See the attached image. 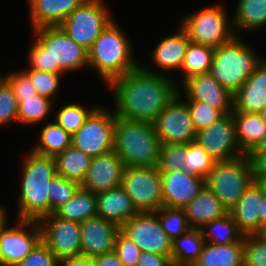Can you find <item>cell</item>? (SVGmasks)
<instances>
[{"mask_svg":"<svg viewBox=\"0 0 266 266\" xmlns=\"http://www.w3.org/2000/svg\"><path fill=\"white\" fill-rule=\"evenodd\" d=\"M140 66L113 79L112 89L116 117L129 121L153 123L165 107L178 95L177 80L163 72Z\"/></svg>","mask_w":266,"mask_h":266,"instance_id":"1","label":"cell"},{"mask_svg":"<svg viewBox=\"0 0 266 266\" xmlns=\"http://www.w3.org/2000/svg\"><path fill=\"white\" fill-rule=\"evenodd\" d=\"M32 34L35 40L28 52L29 68L66 73L88 67V50L73 41L60 26L40 27L33 29Z\"/></svg>","mask_w":266,"mask_h":266,"instance_id":"2","label":"cell"},{"mask_svg":"<svg viewBox=\"0 0 266 266\" xmlns=\"http://www.w3.org/2000/svg\"><path fill=\"white\" fill-rule=\"evenodd\" d=\"M21 165L17 219L39 221L50 215L48 191L50 180L56 175L54 157L40 155L30 150Z\"/></svg>","mask_w":266,"mask_h":266,"instance_id":"3","label":"cell"},{"mask_svg":"<svg viewBox=\"0 0 266 266\" xmlns=\"http://www.w3.org/2000/svg\"><path fill=\"white\" fill-rule=\"evenodd\" d=\"M116 22L113 20L88 50V67L97 71L107 85L140 66L132 55L130 38Z\"/></svg>","mask_w":266,"mask_h":266,"instance_id":"4","label":"cell"},{"mask_svg":"<svg viewBox=\"0 0 266 266\" xmlns=\"http://www.w3.org/2000/svg\"><path fill=\"white\" fill-rule=\"evenodd\" d=\"M161 145L152 123L116 117L113 151L125 167L157 166Z\"/></svg>","mask_w":266,"mask_h":266,"instance_id":"5","label":"cell"},{"mask_svg":"<svg viewBox=\"0 0 266 266\" xmlns=\"http://www.w3.org/2000/svg\"><path fill=\"white\" fill-rule=\"evenodd\" d=\"M240 36L215 48L210 74L233 95L244 85L264 57Z\"/></svg>","mask_w":266,"mask_h":266,"instance_id":"6","label":"cell"},{"mask_svg":"<svg viewBox=\"0 0 266 266\" xmlns=\"http://www.w3.org/2000/svg\"><path fill=\"white\" fill-rule=\"evenodd\" d=\"M253 181L251 161L248 155H244L233 160L216 161L205 177V186L229 212Z\"/></svg>","mask_w":266,"mask_h":266,"instance_id":"7","label":"cell"},{"mask_svg":"<svg viewBox=\"0 0 266 266\" xmlns=\"http://www.w3.org/2000/svg\"><path fill=\"white\" fill-rule=\"evenodd\" d=\"M223 6L216 3L184 17L180 26L187 32L192 43L215 49L236 36L232 17L227 16Z\"/></svg>","mask_w":266,"mask_h":266,"instance_id":"8","label":"cell"},{"mask_svg":"<svg viewBox=\"0 0 266 266\" xmlns=\"http://www.w3.org/2000/svg\"><path fill=\"white\" fill-rule=\"evenodd\" d=\"M103 0H86L59 26L78 45L89 50L102 31L114 20Z\"/></svg>","mask_w":266,"mask_h":266,"instance_id":"9","label":"cell"},{"mask_svg":"<svg viewBox=\"0 0 266 266\" xmlns=\"http://www.w3.org/2000/svg\"><path fill=\"white\" fill-rule=\"evenodd\" d=\"M115 122L114 111L98 105L72 135L71 145L91 157L113 151Z\"/></svg>","mask_w":266,"mask_h":266,"instance_id":"10","label":"cell"},{"mask_svg":"<svg viewBox=\"0 0 266 266\" xmlns=\"http://www.w3.org/2000/svg\"><path fill=\"white\" fill-rule=\"evenodd\" d=\"M7 209L4 206L5 215L0 219V266H15L42 241V232L38 221L17 219L9 227Z\"/></svg>","mask_w":266,"mask_h":266,"instance_id":"11","label":"cell"},{"mask_svg":"<svg viewBox=\"0 0 266 266\" xmlns=\"http://www.w3.org/2000/svg\"><path fill=\"white\" fill-rule=\"evenodd\" d=\"M121 187L139 213L156 212L163 206L161 173L154 167H125Z\"/></svg>","mask_w":266,"mask_h":266,"instance_id":"12","label":"cell"},{"mask_svg":"<svg viewBox=\"0 0 266 266\" xmlns=\"http://www.w3.org/2000/svg\"><path fill=\"white\" fill-rule=\"evenodd\" d=\"M182 90V87H179L178 95L152 123L162 144H187L196 140L197 131L188 105L183 101L184 98L182 99Z\"/></svg>","mask_w":266,"mask_h":266,"instance_id":"13","label":"cell"},{"mask_svg":"<svg viewBox=\"0 0 266 266\" xmlns=\"http://www.w3.org/2000/svg\"><path fill=\"white\" fill-rule=\"evenodd\" d=\"M120 230L141 250L171 256L172 240L162 230L154 212H141L124 223Z\"/></svg>","mask_w":266,"mask_h":266,"instance_id":"14","label":"cell"},{"mask_svg":"<svg viewBox=\"0 0 266 266\" xmlns=\"http://www.w3.org/2000/svg\"><path fill=\"white\" fill-rule=\"evenodd\" d=\"M42 242L60 260L81 256V228L76 221L65 220L54 213L38 221Z\"/></svg>","mask_w":266,"mask_h":266,"instance_id":"15","label":"cell"},{"mask_svg":"<svg viewBox=\"0 0 266 266\" xmlns=\"http://www.w3.org/2000/svg\"><path fill=\"white\" fill-rule=\"evenodd\" d=\"M195 141L216 161H228L246 155L237 142L232 113L197 131Z\"/></svg>","mask_w":266,"mask_h":266,"instance_id":"16","label":"cell"},{"mask_svg":"<svg viewBox=\"0 0 266 266\" xmlns=\"http://www.w3.org/2000/svg\"><path fill=\"white\" fill-rule=\"evenodd\" d=\"M81 256L94 258L114 251L120 226L99 216L80 223Z\"/></svg>","mask_w":266,"mask_h":266,"instance_id":"17","label":"cell"},{"mask_svg":"<svg viewBox=\"0 0 266 266\" xmlns=\"http://www.w3.org/2000/svg\"><path fill=\"white\" fill-rule=\"evenodd\" d=\"M181 85L186 100H198L220 109L224 114L232 113L233 94L210 73L190 77Z\"/></svg>","mask_w":266,"mask_h":266,"instance_id":"18","label":"cell"},{"mask_svg":"<svg viewBox=\"0 0 266 266\" xmlns=\"http://www.w3.org/2000/svg\"><path fill=\"white\" fill-rule=\"evenodd\" d=\"M125 165L114 151L93 157L81 187L93 193H100L121 186Z\"/></svg>","mask_w":266,"mask_h":266,"instance_id":"19","label":"cell"},{"mask_svg":"<svg viewBox=\"0 0 266 266\" xmlns=\"http://www.w3.org/2000/svg\"><path fill=\"white\" fill-rule=\"evenodd\" d=\"M163 206L183 208L197 197L205 186V178L188 174L183 170L160 172Z\"/></svg>","mask_w":266,"mask_h":266,"instance_id":"20","label":"cell"},{"mask_svg":"<svg viewBox=\"0 0 266 266\" xmlns=\"http://www.w3.org/2000/svg\"><path fill=\"white\" fill-rule=\"evenodd\" d=\"M265 105L266 57L233 95V109L238 112L259 113Z\"/></svg>","mask_w":266,"mask_h":266,"instance_id":"21","label":"cell"},{"mask_svg":"<svg viewBox=\"0 0 266 266\" xmlns=\"http://www.w3.org/2000/svg\"><path fill=\"white\" fill-rule=\"evenodd\" d=\"M261 201L262 186L253 181L238 203L229 211L234 222L245 235L257 234L260 230Z\"/></svg>","mask_w":266,"mask_h":266,"instance_id":"22","label":"cell"},{"mask_svg":"<svg viewBox=\"0 0 266 266\" xmlns=\"http://www.w3.org/2000/svg\"><path fill=\"white\" fill-rule=\"evenodd\" d=\"M138 213L131 197L121 186L97 194V216L107 221L121 227Z\"/></svg>","mask_w":266,"mask_h":266,"instance_id":"23","label":"cell"},{"mask_svg":"<svg viewBox=\"0 0 266 266\" xmlns=\"http://www.w3.org/2000/svg\"><path fill=\"white\" fill-rule=\"evenodd\" d=\"M86 0H28L31 27L59 26Z\"/></svg>","mask_w":266,"mask_h":266,"instance_id":"24","label":"cell"},{"mask_svg":"<svg viewBox=\"0 0 266 266\" xmlns=\"http://www.w3.org/2000/svg\"><path fill=\"white\" fill-rule=\"evenodd\" d=\"M190 42L187 32L179 25L175 34L164 37L153 49L152 62L158 69L166 70V72L181 70Z\"/></svg>","mask_w":266,"mask_h":266,"instance_id":"25","label":"cell"},{"mask_svg":"<svg viewBox=\"0 0 266 266\" xmlns=\"http://www.w3.org/2000/svg\"><path fill=\"white\" fill-rule=\"evenodd\" d=\"M183 209L191 228H201L204 224L220 219L229 213L221 201L206 186Z\"/></svg>","mask_w":266,"mask_h":266,"instance_id":"26","label":"cell"},{"mask_svg":"<svg viewBox=\"0 0 266 266\" xmlns=\"http://www.w3.org/2000/svg\"><path fill=\"white\" fill-rule=\"evenodd\" d=\"M236 138L241 150L248 155L262 140L266 123L259 113L238 112L233 109Z\"/></svg>","mask_w":266,"mask_h":266,"instance_id":"27","label":"cell"},{"mask_svg":"<svg viewBox=\"0 0 266 266\" xmlns=\"http://www.w3.org/2000/svg\"><path fill=\"white\" fill-rule=\"evenodd\" d=\"M243 242L230 244L205 243L193 266H244Z\"/></svg>","mask_w":266,"mask_h":266,"instance_id":"28","label":"cell"},{"mask_svg":"<svg viewBox=\"0 0 266 266\" xmlns=\"http://www.w3.org/2000/svg\"><path fill=\"white\" fill-rule=\"evenodd\" d=\"M237 1L235 13L232 15L236 36H240L239 31L253 33L266 27V0Z\"/></svg>","mask_w":266,"mask_h":266,"instance_id":"29","label":"cell"},{"mask_svg":"<svg viewBox=\"0 0 266 266\" xmlns=\"http://www.w3.org/2000/svg\"><path fill=\"white\" fill-rule=\"evenodd\" d=\"M205 240L200 228H190L172 241L173 266H193L203 251Z\"/></svg>","mask_w":266,"mask_h":266,"instance_id":"30","label":"cell"},{"mask_svg":"<svg viewBox=\"0 0 266 266\" xmlns=\"http://www.w3.org/2000/svg\"><path fill=\"white\" fill-rule=\"evenodd\" d=\"M93 157L72 145L54 156L56 174L82 183L87 175Z\"/></svg>","mask_w":266,"mask_h":266,"instance_id":"31","label":"cell"},{"mask_svg":"<svg viewBox=\"0 0 266 266\" xmlns=\"http://www.w3.org/2000/svg\"><path fill=\"white\" fill-rule=\"evenodd\" d=\"M54 214L65 220L83 222L97 216V194L80 187L74 197Z\"/></svg>","mask_w":266,"mask_h":266,"instance_id":"32","label":"cell"},{"mask_svg":"<svg viewBox=\"0 0 266 266\" xmlns=\"http://www.w3.org/2000/svg\"><path fill=\"white\" fill-rule=\"evenodd\" d=\"M39 135V141L31 149L37 154L54 157L71 146L72 136L54 120L46 122Z\"/></svg>","mask_w":266,"mask_h":266,"instance_id":"33","label":"cell"},{"mask_svg":"<svg viewBox=\"0 0 266 266\" xmlns=\"http://www.w3.org/2000/svg\"><path fill=\"white\" fill-rule=\"evenodd\" d=\"M200 230L206 243L230 244L244 242L245 234L239 229L230 213L220 219L204 224Z\"/></svg>","mask_w":266,"mask_h":266,"instance_id":"34","label":"cell"},{"mask_svg":"<svg viewBox=\"0 0 266 266\" xmlns=\"http://www.w3.org/2000/svg\"><path fill=\"white\" fill-rule=\"evenodd\" d=\"M215 49L190 42L181 66V84L190 77L209 73Z\"/></svg>","mask_w":266,"mask_h":266,"instance_id":"35","label":"cell"},{"mask_svg":"<svg viewBox=\"0 0 266 266\" xmlns=\"http://www.w3.org/2000/svg\"><path fill=\"white\" fill-rule=\"evenodd\" d=\"M18 101V123L26 125L40 124L47 120L53 109L54 101L36 95L29 98H17Z\"/></svg>","mask_w":266,"mask_h":266,"instance_id":"36","label":"cell"},{"mask_svg":"<svg viewBox=\"0 0 266 266\" xmlns=\"http://www.w3.org/2000/svg\"><path fill=\"white\" fill-rule=\"evenodd\" d=\"M216 160L212 158L196 141L185 144L183 171L205 178L213 168Z\"/></svg>","mask_w":266,"mask_h":266,"instance_id":"37","label":"cell"},{"mask_svg":"<svg viewBox=\"0 0 266 266\" xmlns=\"http://www.w3.org/2000/svg\"><path fill=\"white\" fill-rule=\"evenodd\" d=\"M96 108H86L78 103H66L55 113V122L60 125L71 136L76 133L84 124L86 118Z\"/></svg>","mask_w":266,"mask_h":266,"instance_id":"38","label":"cell"},{"mask_svg":"<svg viewBox=\"0 0 266 266\" xmlns=\"http://www.w3.org/2000/svg\"><path fill=\"white\" fill-rule=\"evenodd\" d=\"M154 213L158 216L162 230L172 241L191 228L183 208L162 206Z\"/></svg>","mask_w":266,"mask_h":266,"instance_id":"39","label":"cell"},{"mask_svg":"<svg viewBox=\"0 0 266 266\" xmlns=\"http://www.w3.org/2000/svg\"><path fill=\"white\" fill-rule=\"evenodd\" d=\"M80 187V183L56 174L50 180V190L48 191L50 215L71 200Z\"/></svg>","mask_w":266,"mask_h":266,"instance_id":"40","label":"cell"},{"mask_svg":"<svg viewBox=\"0 0 266 266\" xmlns=\"http://www.w3.org/2000/svg\"><path fill=\"white\" fill-rule=\"evenodd\" d=\"M29 76L31 83L38 95L47 97L53 101L58 98V88L61 81V76L64 73H53L48 71H36L31 68L22 69Z\"/></svg>","mask_w":266,"mask_h":266,"instance_id":"41","label":"cell"},{"mask_svg":"<svg viewBox=\"0 0 266 266\" xmlns=\"http://www.w3.org/2000/svg\"><path fill=\"white\" fill-rule=\"evenodd\" d=\"M184 102L188 105L196 131L207 128L225 115L220 109L198 100H184Z\"/></svg>","mask_w":266,"mask_h":266,"instance_id":"42","label":"cell"},{"mask_svg":"<svg viewBox=\"0 0 266 266\" xmlns=\"http://www.w3.org/2000/svg\"><path fill=\"white\" fill-rule=\"evenodd\" d=\"M185 144H162L157 168L159 172H173L183 169Z\"/></svg>","mask_w":266,"mask_h":266,"instance_id":"43","label":"cell"},{"mask_svg":"<svg viewBox=\"0 0 266 266\" xmlns=\"http://www.w3.org/2000/svg\"><path fill=\"white\" fill-rule=\"evenodd\" d=\"M18 122V101L13 88L0 77V128L13 122Z\"/></svg>","mask_w":266,"mask_h":266,"instance_id":"44","label":"cell"},{"mask_svg":"<svg viewBox=\"0 0 266 266\" xmlns=\"http://www.w3.org/2000/svg\"><path fill=\"white\" fill-rule=\"evenodd\" d=\"M244 266H266V238L257 234L244 236Z\"/></svg>","mask_w":266,"mask_h":266,"instance_id":"45","label":"cell"},{"mask_svg":"<svg viewBox=\"0 0 266 266\" xmlns=\"http://www.w3.org/2000/svg\"><path fill=\"white\" fill-rule=\"evenodd\" d=\"M114 252L118 255L124 266H137L141 254L139 247L121 230L116 237Z\"/></svg>","mask_w":266,"mask_h":266,"instance_id":"46","label":"cell"},{"mask_svg":"<svg viewBox=\"0 0 266 266\" xmlns=\"http://www.w3.org/2000/svg\"><path fill=\"white\" fill-rule=\"evenodd\" d=\"M15 266H59V259L41 241Z\"/></svg>","mask_w":266,"mask_h":266,"instance_id":"47","label":"cell"},{"mask_svg":"<svg viewBox=\"0 0 266 266\" xmlns=\"http://www.w3.org/2000/svg\"><path fill=\"white\" fill-rule=\"evenodd\" d=\"M3 78L13 88L16 98H29L37 95L29 76L24 71L9 72Z\"/></svg>","mask_w":266,"mask_h":266,"instance_id":"48","label":"cell"},{"mask_svg":"<svg viewBox=\"0 0 266 266\" xmlns=\"http://www.w3.org/2000/svg\"><path fill=\"white\" fill-rule=\"evenodd\" d=\"M248 156L251 161L253 180L259 182L266 178V151H251Z\"/></svg>","mask_w":266,"mask_h":266,"instance_id":"49","label":"cell"},{"mask_svg":"<svg viewBox=\"0 0 266 266\" xmlns=\"http://www.w3.org/2000/svg\"><path fill=\"white\" fill-rule=\"evenodd\" d=\"M137 266H173L171 258L152 252H141Z\"/></svg>","mask_w":266,"mask_h":266,"instance_id":"50","label":"cell"},{"mask_svg":"<svg viewBox=\"0 0 266 266\" xmlns=\"http://www.w3.org/2000/svg\"><path fill=\"white\" fill-rule=\"evenodd\" d=\"M94 263L95 266H124L114 251L94 257Z\"/></svg>","mask_w":266,"mask_h":266,"instance_id":"51","label":"cell"},{"mask_svg":"<svg viewBox=\"0 0 266 266\" xmlns=\"http://www.w3.org/2000/svg\"><path fill=\"white\" fill-rule=\"evenodd\" d=\"M95 266L94 258L91 257H70L59 260V266Z\"/></svg>","mask_w":266,"mask_h":266,"instance_id":"52","label":"cell"},{"mask_svg":"<svg viewBox=\"0 0 266 266\" xmlns=\"http://www.w3.org/2000/svg\"><path fill=\"white\" fill-rule=\"evenodd\" d=\"M261 212H260V228L262 223L266 221V190L262 187V201H261Z\"/></svg>","mask_w":266,"mask_h":266,"instance_id":"53","label":"cell"},{"mask_svg":"<svg viewBox=\"0 0 266 266\" xmlns=\"http://www.w3.org/2000/svg\"><path fill=\"white\" fill-rule=\"evenodd\" d=\"M252 151H266V132L262 137V140Z\"/></svg>","mask_w":266,"mask_h":266,"instance_id":"54","label":"cell"},{"mask_svg":"<svg viewBox=\"0 0 266 266\" xmlns=\"http://www.w3.org/2000/svg\"><path fill=\"white\" fill-rule=\"evenodd\" d=\"M257 235L266 238V221L262 223L260 230L258 231Z\"/></svg>","mask_w":266,"mask_h":266,"instance_id":"55","label":"cell"},{"mask_svg":"<svg viewBox=\"0 0 266 266\" xmlns=\"http://www.w3.org/2000/svg\"><path fill=\"white\" fill-rule=\"evenodd\" d=\"M259 115L262 120L266 123V105L260 110Z\"/></svg>","mask_w":266,"mask_h":266,"instance_id":"56","label":"cell"},{"mask_svg":"<svg viewBox=\"0 0 266 266\" xmlns=\"http://www.w3.org/2000/svg\"><path fill=\"white\" fill-rule=\"evenodd\" d=\"M258 183L266 190V178L261 179Z\"/></svg>","mask_w":266,"mask_h":266,"instance_id":"57","label":"cell"},{"mask_svg":"<svg viewBox=\"0 0 266 266\" xmlns=\"http://www.w3.org/2000/svg\"><path fill=\"white\" fill-rule=\"evenodd\" d=\"M4 206L0 204V219L4 216Z\"/></svg>","mask_w":266,"mask_h":266,"instance_id":"58","label":"cell"}]
</instances>
